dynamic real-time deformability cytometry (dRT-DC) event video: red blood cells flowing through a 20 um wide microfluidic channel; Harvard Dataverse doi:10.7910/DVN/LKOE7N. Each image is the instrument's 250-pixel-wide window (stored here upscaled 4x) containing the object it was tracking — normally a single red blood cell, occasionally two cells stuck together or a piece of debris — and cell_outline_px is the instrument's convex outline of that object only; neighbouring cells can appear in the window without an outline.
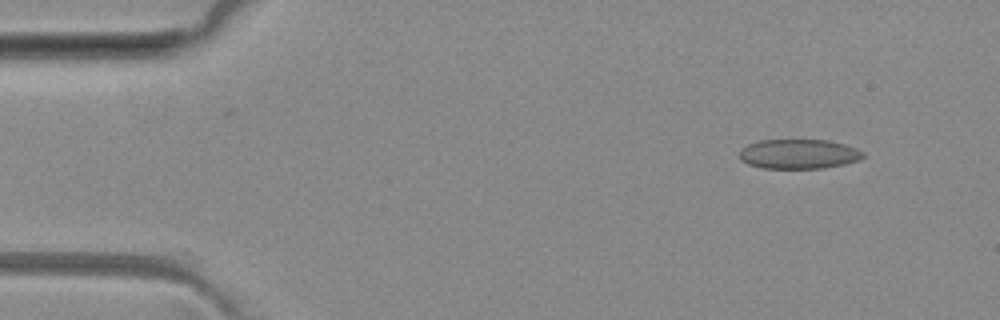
{"species": "common noctule bat (a hibernating species)", "species_latin": "Nyctalus noctula", "temperature_condition": "room temperature", "stored_images_in_passage": 3, "camera_frame_rate_fps": 3000, "um_per_image_px": 0.085, "animal": {"sex": "female", "body_mass_g": 29.2, "forearm_length_mm": 56.3}, "frame": {"image": 1, "passage_image": 1, "time_ms": 0.0, "image_size_px": [1000, 320], "cell_outline_px": [[864, 156], [860, 160], [844, 164], [824, 168], [764, 168], [748, 164], [740, 160], [740, 152], [748, 144], [760, 140], [828, 140], [844, 144], [856, 148], [864, 152]], "centroid_in_image_um": [67.92, 13.09], "position_along_channel_um": 17.1, "area_um2": 21.27}}